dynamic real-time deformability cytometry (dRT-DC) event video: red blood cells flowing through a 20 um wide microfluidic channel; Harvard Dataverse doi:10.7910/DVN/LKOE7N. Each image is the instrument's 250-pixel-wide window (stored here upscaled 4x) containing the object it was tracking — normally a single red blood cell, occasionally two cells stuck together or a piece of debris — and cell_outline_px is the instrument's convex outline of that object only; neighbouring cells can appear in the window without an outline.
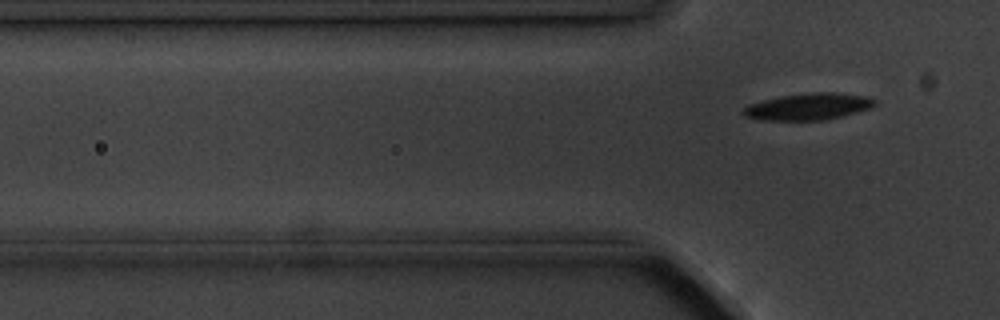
{"species": "common noctule bat (a hibernating species)", "species_latin": "Nyctalus noctula", "temperature_condition": "cold", "stored_images_in_passage": 6, "camera_frame_rate_fps": 3000, "um_per_image_px": 0.085, "animal": {"sex": "male", "body_mass_g": 20.1, "forearm_length_mm": 53.5}, "frame": {"image": 1, "passage_image": 6, "time_ms": 5.667, "image_size_px": [1000, 320], "cell_outline_px": [[876, 104], [868, 108], [856, 112], [828, 120], [760, 120], [744, 116], [740, 112], [740, 108], [748, 104], [760, 100], [780, 96], [812, 92], [836, 92], [864, 96], [876, 100]], "centroid_in_image_um": [68.62, 9.06], "position_along_channel_um": 57.2, "area_um2": 20.69}}